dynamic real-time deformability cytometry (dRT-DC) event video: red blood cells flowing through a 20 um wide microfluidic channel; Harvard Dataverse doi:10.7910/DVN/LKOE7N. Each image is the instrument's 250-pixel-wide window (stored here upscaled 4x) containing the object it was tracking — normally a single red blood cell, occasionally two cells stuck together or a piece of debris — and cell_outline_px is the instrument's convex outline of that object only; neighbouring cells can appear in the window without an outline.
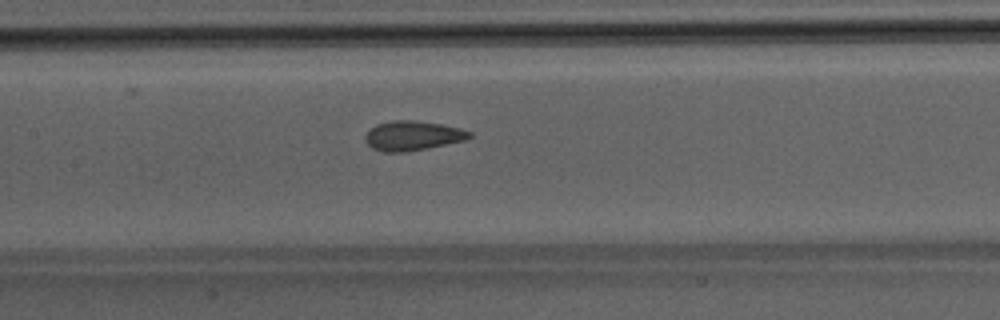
{"species": "Egyptian fruit bat (a non-hibernating species)", "species_latin": "Rousettus aegyptiacus", "temperature_condition": "room temperature", "stored_images_in_passage": 36, "camera_frame_rate_fps": 3000, "um_per_image_px": 0.085, "animal": {"sex": "male"}, "frame": {"image": 1, "passage_image": 11, "time_ms": 3.333, "image_size_px": [1000, 320], "cell_outline_px": [[472, 136], [464, 140], [408, 152], [384, 152], [372, 148], [364, 140], [364, 136], [376, 124], [392, 120], [412, 120], [440, 124], [460, 128], [472, 132]], "centroid_in_image_um": [35.05, 11.53], "position_along_channel_um": 172.4, "area_um2": 17.86}}
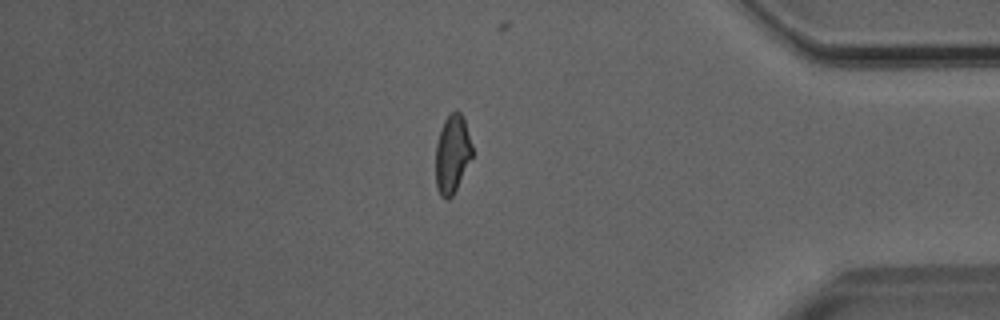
{"frame": {"image": 2, "passage_image": 29, "time_ms": 9.333, "image_size_px": [1000, 320], "cell_outline_px": [[472, 156], [452, 196], [448, 200], [444, 200], [440, 196], [436, 188], [436, 144], [444, 120], [452, 112], [460, 112], [464, 116], [472, 144]], "centroid_in_image_um": [38.44, 13.1], "position_along_channel_um": 396.8, "area_um2": 16.59}}
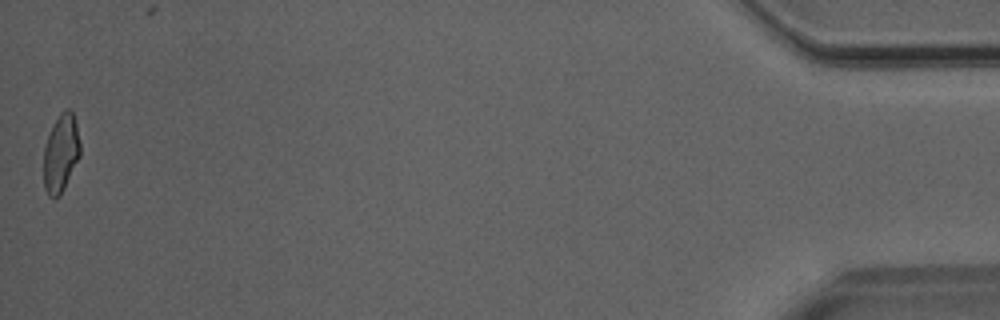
{"frame": {"image": 3, "passage_image": 36, "time_ms": 11.667, "image_size_px": [1000, 320], "cell_outline_px": [[80, 156], [60, 196], [52, 200], [48, 196], [44, 188], [44, 148], [52, 124], [60, 112], [64, 108], [68, 108], [72, 112], [76, 124], [80, 144]], "centroid_in_image_um": [5.16, 13.04], "position_along_channel_um": 430.0, "area_um2": 16.7}}